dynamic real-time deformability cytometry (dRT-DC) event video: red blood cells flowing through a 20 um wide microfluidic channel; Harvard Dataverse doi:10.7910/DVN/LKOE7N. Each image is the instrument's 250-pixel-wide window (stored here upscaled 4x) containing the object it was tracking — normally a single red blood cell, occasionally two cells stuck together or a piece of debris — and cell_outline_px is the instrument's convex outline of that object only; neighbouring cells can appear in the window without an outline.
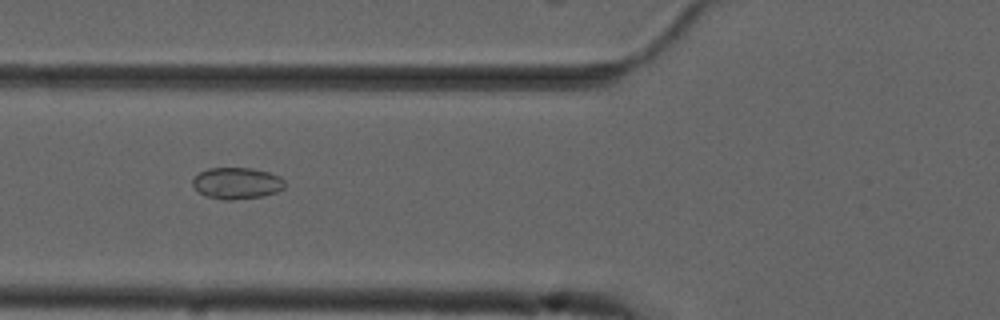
{"species": "common noctule bat (a hibernating species)", "species_latin": "Nyctalus noctula", "temperature_condition": "cold", "stored_images_in_passage": 40, "camera_frame_rate_fps": 3000, "um_per_image_px": 0.085, "animal": {"sex": "male", "forearm_length_mm": 52.5}, "frame": {"image": 1, "passage_image": 6, "time_ms": 1.667, "image_size_px": [1000, 320], "cell_outline_px": [[284, 188], [276, 192], [260, 196], [232, 200], [224, 200], [204, 196], [192, 184], [192, 180], [200, 172], [208, 168], [252, 168], [268, 172], [280, 176], [284, 180]], "centroid_in_image_um": [20.12, 15.57], "position_along_channel_um": 105.7, "area_um2": 16.82}}
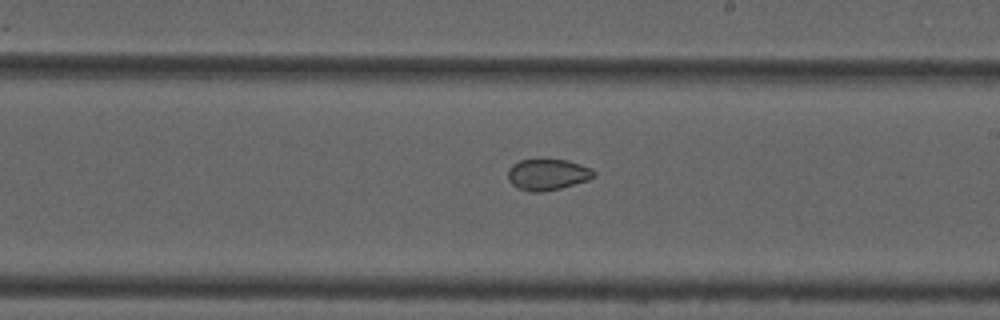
{"frame": {"image": 2, "passage_image": 17, "time_ms": 5.333, "image_size_px": [1000, 320], "cell_outline_px": [[596, 176], [588, 180], [560, 188], [544, 192], [532, 192], [516, 188], [508, 180], [508, 168], [512, 164], [520, 160], [568, 160], [592, 168], [596, 172]], "centroid_in_image_um": [46.55, 14.84], "position_along_channel_um": 242.5, "area_um2": 15.72}}
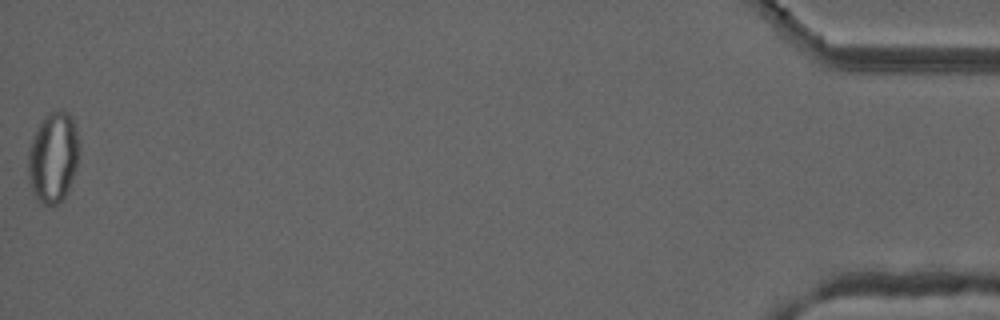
{"frame": {"image": 3, "passage_image": 40, "time_ms": 13.0, "image_size_px": [1000, 320], "cell_outline_px": [[80, 148], [76, 164], [68, 188], [64, 196], [56, 204], [44, 204], [36, 196], [32, 188], [28, 176], [28, 152], [32, 140], [44, 116], [48, 112], [60, 108], [64, 108], [72, 116], [76, 128], [80, 144]], "centroid_in_image_um": [4.54, 13.28], "position_along_channel_um": 430.7, "area_um2": 26.65}, "authors_computed_cell_mechanics": {"area_um2": 17.2244, "velocity_mm_per_s": 3.7277, "shape_relaxation_time_tau1_ms": null, "shape_relaxation_time_tau2_ms": 2.867, "deformation_change_tau1": null, "deformation_change_tau2": 0.048}}